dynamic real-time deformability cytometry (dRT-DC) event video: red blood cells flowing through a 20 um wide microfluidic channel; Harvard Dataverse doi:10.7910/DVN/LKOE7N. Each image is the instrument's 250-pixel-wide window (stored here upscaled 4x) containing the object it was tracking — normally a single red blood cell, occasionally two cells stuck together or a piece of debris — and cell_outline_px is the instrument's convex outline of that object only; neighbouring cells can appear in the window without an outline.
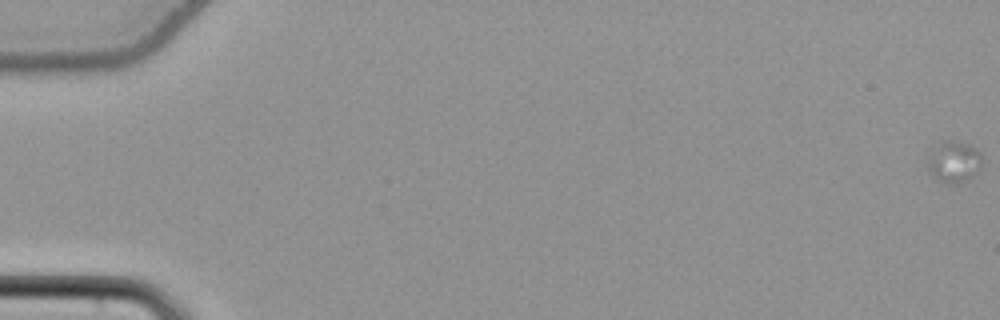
{"species": "common noctule bat (a hibernating species)", "species_latin": "Nyctalus noctula", "temperature_condition": "cold", "stored_images_in_passage": 23, "camera_frame_rate_fps": 3000, "um_per_image_px": 0.085, "animal": {"sex": "female", "body_mass_g": 22.7, "forearm_length_mm": 54.2}, "frame": {"image": 1, "passage_image": 1, "time_ms": 0.0, "image_size_px": [1000, 320], "cell_outline_px": [[980, 168], [968, 180], [956, 184], [944, 184], [936, 180], [928, 168], [928, 164], [932, 148], [944, 140], [956, 140], [972, 144], [980, 152]], "centroid_in_image_um": [81.08, 13.75], "position_along_channel_um": 3.9, "area_um2": 13.29}}